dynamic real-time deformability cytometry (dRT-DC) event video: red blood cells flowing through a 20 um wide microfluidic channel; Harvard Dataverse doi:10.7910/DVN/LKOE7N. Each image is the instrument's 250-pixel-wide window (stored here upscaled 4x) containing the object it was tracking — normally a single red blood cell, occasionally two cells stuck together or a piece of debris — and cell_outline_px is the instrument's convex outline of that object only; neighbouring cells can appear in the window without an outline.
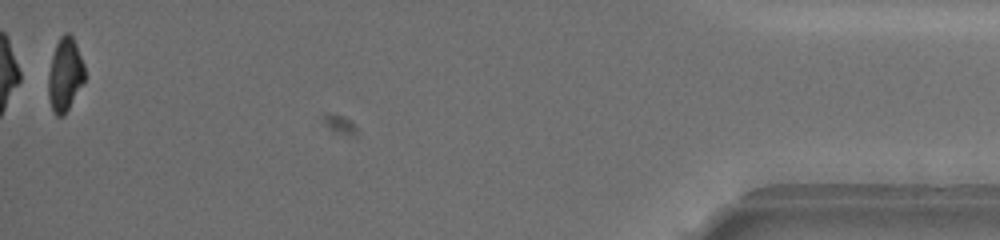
{"species": "common noctule bat (a hibernating species)", "species_latin": "Nyctalus noctula", "temperature_condition": "warm", "stored_images_in_passage": 66, "camera_frame_rate_fps": 3000, "um_per_image_px": 0.085, "animal": {"sex": "female", "body_mass_g": 19.5, "forearm_length_mm": 54.1}, "frame": {"image": 1, "passage_image": 66, "time_ms": 12.667, "image_size_px": [1000, 240], "cell_outline_px": [[84, 84], [64, 116], [56, 116], [52, 112], [48, 96], [48, 72], [52, 56], [56, 44], [60, 36], [64, 32], [68, 32], [72, 36], [76, 44], [84, 64]], "centroid_in_image_um": [5.52, 6.37], "position_along_channel_um": 429.7, "area_um2": 15.84}, "authors_computed_cell_mechanics": {"area_um2": 17.2533, "velocity_mm_per_s": 3.5554, "shape_relaxation_time_tau1_ms": 6.4333, "shape_relaxation_time_tau2_ms": 7.8606, "deformation_change_tau1": 0.1912, "deformation_change_tau2": 0.1498}}